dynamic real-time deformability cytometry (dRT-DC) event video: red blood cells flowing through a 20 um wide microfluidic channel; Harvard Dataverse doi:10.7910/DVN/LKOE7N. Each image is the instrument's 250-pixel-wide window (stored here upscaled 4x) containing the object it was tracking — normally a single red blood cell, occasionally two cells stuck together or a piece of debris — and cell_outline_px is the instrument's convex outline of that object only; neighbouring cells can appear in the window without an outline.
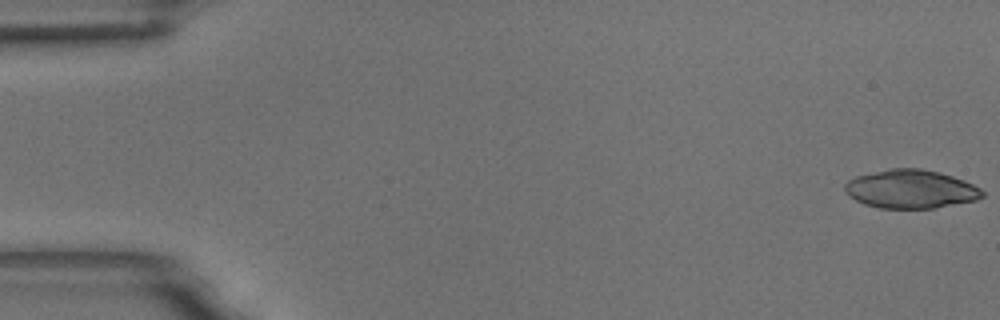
{"species": "common noctule bat (a hibernating species)", "species_latin": "Nyctalus noctula", "temperature_condition": "room temperature", "stored_images_in_passage": 55, "camera_frame_rate_fps": 3000, "um_per_image_px": 0.085, "animal": {"sex": "male", "body_mass_g": 18.8}, "frame": {"image": 1, "passage_image": 1, "time_ms": 0.0, "image_size_px": [1000, 320], "cell_outline_px": [[984, 196], [976, 200], [932, 208], [880, 208], [864, 204], [848, 196], [844, 192], [844, 184], [848, 180], [856, 176], [888, 168], [920, 168], [940, 172], [964, 180], [980, 188], [984, 192]], "centroid_in_image_um": [77.38, 16.06], "position_along_channel_um": 7.6, "area_um2": 30.98}}
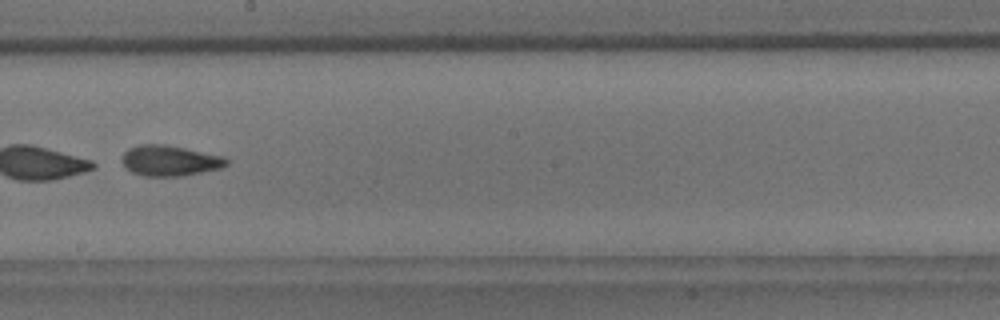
{"frame": {"image": 2, "passage_image": 32, "time_ms": 10.333, "image_size_px": [1000, 320], "cell_outline_px": [[228, 164], [224, 168], [180, 176], [144, 176], [132, 172], [124, 168], [120, 160], [124, 152], [128, 148], [140, 144], [164, 144], [224, 156], [228, 160]], "centroid_in_image_um": [14.41, 13.66], "position_along_channel_um": 233.8, "area_um2": 18.84}}